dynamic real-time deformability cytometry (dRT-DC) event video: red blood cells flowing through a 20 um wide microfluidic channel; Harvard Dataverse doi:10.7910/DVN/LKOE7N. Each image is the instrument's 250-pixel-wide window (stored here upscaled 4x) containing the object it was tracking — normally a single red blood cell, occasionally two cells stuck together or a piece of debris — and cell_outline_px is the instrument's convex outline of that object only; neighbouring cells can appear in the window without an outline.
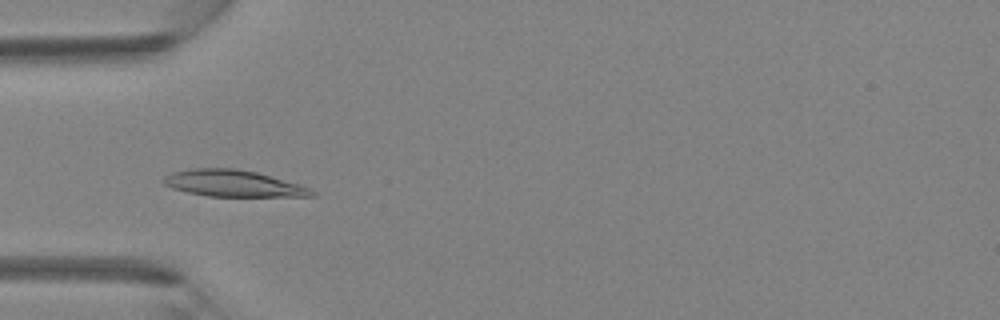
{"species": "Egyptian fruit bat (a non-hibernating species)", "species_latin": "Rousettus aegyptiacus", "temperature_condition": "room temperature", "stored_images_in_passage": 7, "camera_frame_rate_fps": 3000, "um_per_image_px": 0.085, "animal": {"sex": "female"}, "frame": {"image": 1, "passage_image": 5, "time_ms": 1.333, "image_size_px": [1000, 320], "cell_outline_px": [[316, 196], [208, 196], [188, 192], [172, 188], [164, 184], [160, 180], [164, 176], [172, 172], [192, 168], [236, 168], [256, 172], [300, 184], [312, 188], [316, 192]], "centroid_in_image_um": [19.82, 15.58], "position_along_channel_um": 65.2, "area_um2": 23.0}}
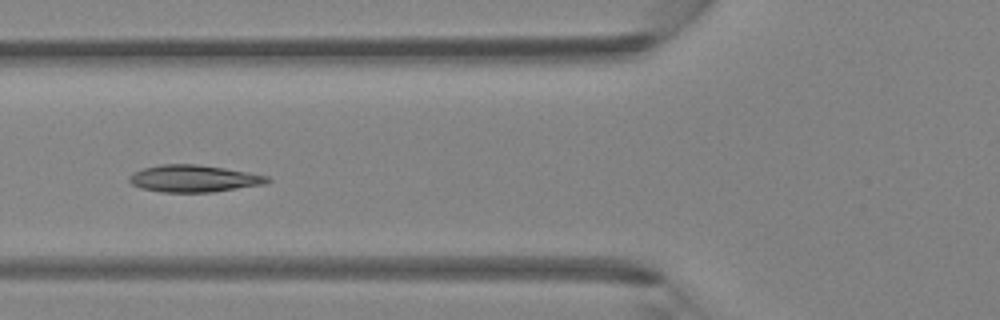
{"frame": {"image": 2, "passage_image": 6, "time_ms": 1.667, "image_size_px": [1000, 320], "cell_outline_px": [[272, 180], [264, 184], [212, 192], [160, 192], [140, 188], [132, 184], [128, 180], [128, 176], [132, 172], [144, 168], [160, 164], [196, 164], [224, 168], [248, 172], [268, 176]], "centroid_in_image_um": [16.43, 15.17], "position_along_channel_um": 109.4, "area_um2": 21.79}}
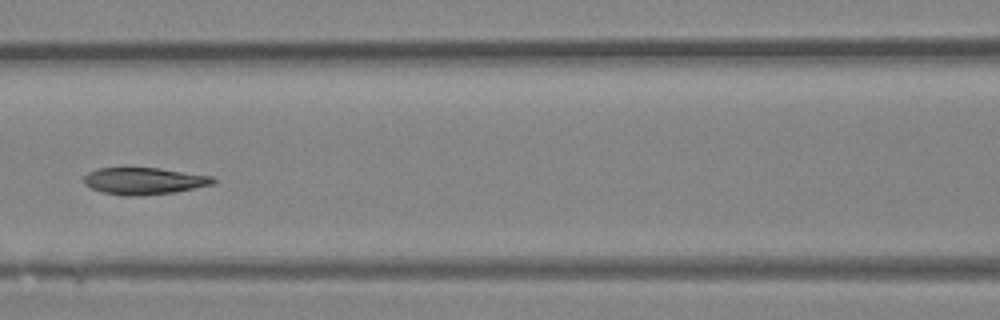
{"frame": {"image": 3, "passage_image": 7, "time_ms": 2.0, "image_size_px": [1000, 320], "cell_outline_px": [[216, 184], [176, 192], [140, 196], [124, 196], [104, 192], [92, 188], [84, 184], [84, 176], [88, 172], [96, 168], [160, 168], [212, 176], [216, 180]], "centroid_in_image_um": [12.27, 15.38], "position_along_channel_um": 154.3, "area_um2": 20.4}}